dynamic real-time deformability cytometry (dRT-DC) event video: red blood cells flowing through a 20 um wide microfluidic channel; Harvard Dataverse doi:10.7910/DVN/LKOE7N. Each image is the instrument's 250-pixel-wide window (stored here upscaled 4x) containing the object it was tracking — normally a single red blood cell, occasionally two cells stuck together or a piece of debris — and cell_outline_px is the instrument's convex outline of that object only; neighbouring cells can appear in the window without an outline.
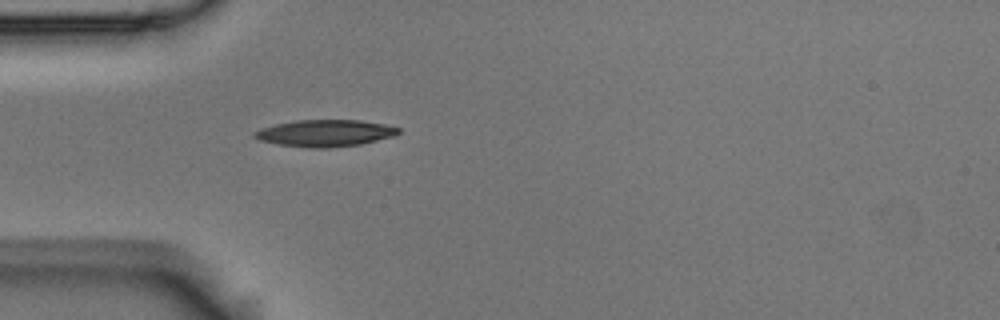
{"species": "Egyptian fruit bat (a non-hibernating species)", "species_latin": "Rousettus aegyptiacus", "temperature_condition": "room temperature", "stored_images_in_passage": 43, "camera_frame_rate_fps": 3000, "um_per_image_px": 0.085, "animal": {"sex": "male"}, "frame": {"image": 1, "passage_image": 4, "time_ms": 1.0, "image_size_px": [1000, 320], "cell_outline_px": [[400, 132], [396, 136], [360, 144], [328, 148], [308, 148], [280, 144], [260, 140], [252, 136], [252, 132], [260, 128], [276, 124], [296, 120], [360, 120], [384, 124], [400, 128]], "centroid_in_image_um": [27.64, 11.31], "position_along_channel_um": 57.4, "area_um2": 22.54}}
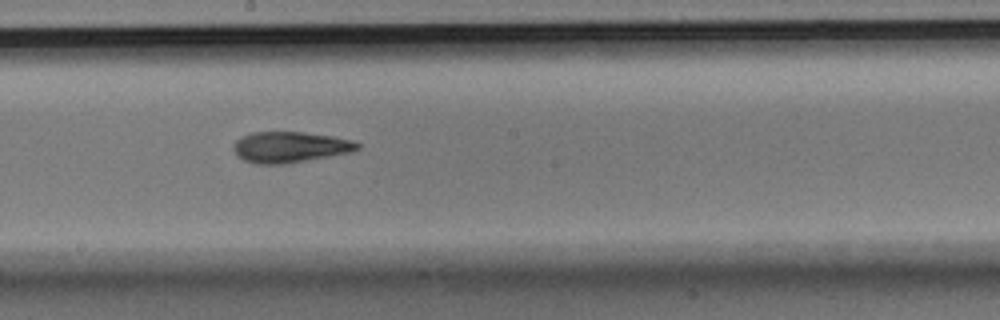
{"frame": {"image": 2, "passage_image": 18, "time_ms": 5.667, "image_size_px": [1000, 320], "cell_outline_px": [[360, 148], [352, 152], [288, 164], [256, 164], [244, 160], [232, 148], [236, 140], [240, 136], [252, 132], [304, 132], [332, 136], [352, 140], [360, 144]], "centroid_in_image_um": [24.66, 12.5], "position_along_channel_um": 223.5, "area_um2": 22.43}}
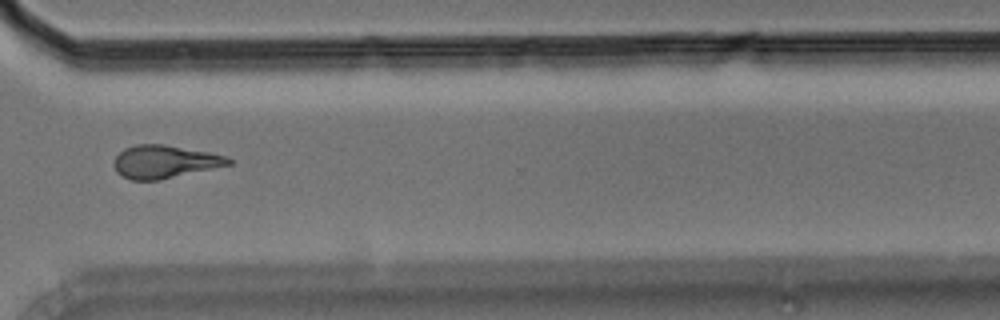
{"frame": {"image": 3, "passage_image": 29, "time_ms": 9.333, "image_size_px": [1000, 320], "cell_outline_px": [[232, 164], [160, 180], [132, 180], [116, 172], [112, 164], [112, 160], [124, 148], [136, 144], [164, 144], [208, 152], [228, 156], [232, 160]], "centroid_in_image_um": [13.97, 13.74], "position_along_channel_um": 356.6, "area_um2": 22.08}, "authors_computed_cell_mechanics": {"area_um2": 21.964, "velocity_mm_per_s": 3.6464, "shape_relaxation_time_tau1_ms": 4.8595, "shape_relaxation_time_tau2_ms": 3.439, "deformation_change_tau1": 0.1691, "deformation_change_tau2": 0.1341}}